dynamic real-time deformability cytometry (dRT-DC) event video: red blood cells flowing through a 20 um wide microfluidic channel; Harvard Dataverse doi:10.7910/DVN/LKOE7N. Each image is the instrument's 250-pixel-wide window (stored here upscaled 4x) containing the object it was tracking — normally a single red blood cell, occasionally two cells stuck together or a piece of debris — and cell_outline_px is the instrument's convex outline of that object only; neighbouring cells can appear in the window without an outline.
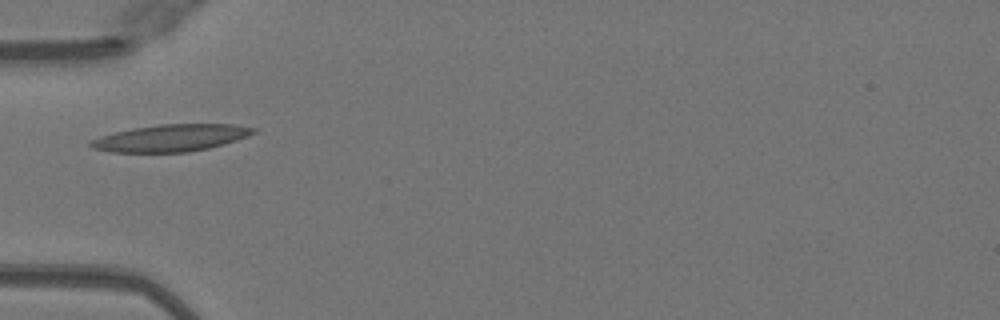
{"species": "Egyptian fruit bat (a non-hibernating species)", "species_latin": "Rousettus aegyptiacus", "temperature_condition": "warm", "stored_images_in_passage": 30, "camera_frame_rate_fps": 3000, "um_per_image_px": 0.085, "animal": {"sex": "female"}, "frame": {"image": 1, "passage_image": 1, "time_ms": 0.0, "image_size_px": [1000, 320], "cell_outline_px": [[256, 132], [236, 140], [224, 144], [208, 148], [188, 152], [112, 152], [92, 148], [88, 144], [88, 140], [100, 136], [132, 128], [160, 124], [232, 124], [256, 128]], "centroid_in_image_um": [14.49, 11.72], "position_along_channel_um": 70.5, "area_um2": 25.55}}
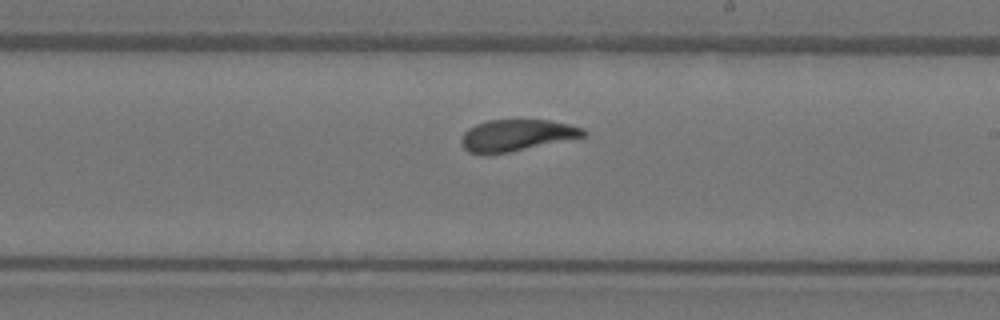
{"frame": {"image": 2, "passage_image": 14, "time_ms": 4.333, "image_size_px": [1000, 320], "cell_outline_px": [[588, 132], [584, 136], [508, 152], [484, 156], [468, 152], [460, 144], [460, 140], [464, 132], [468, 128], [476, 124], [488, 120], [548, 120], [568, 124], [584, 128]], "centroid_in_image_um": [43.84, 11.51], "position_along_channel_um": 245.2, "area_um2": 22.48}}
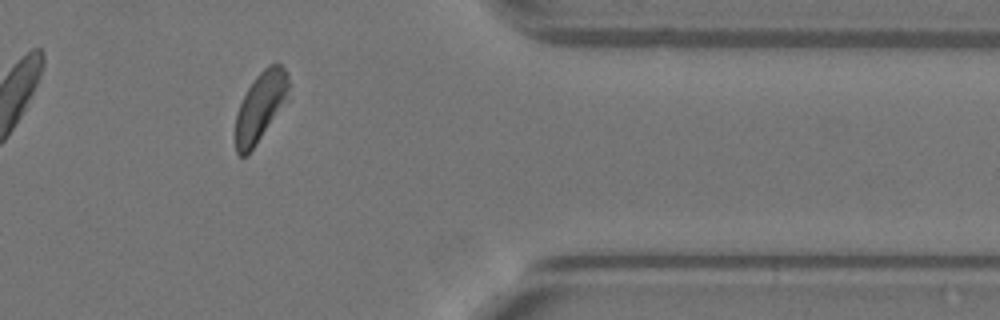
{"frame": {"image": 3, "passage_image": 26, "time_ms": 8.333, "image_size_px": [1000, 320], "cell_outline_px": [[288, 100], [248, 156], [240, 156], [236, 152], [236, 112], [248, 88], [256, 76], [268, 64], [280, 64], [288, 72]], "centroid_in_image_um": [22.15, 9.08], "position_along_channel_um": 389.2, "area_um2": 21.5}, "authors_computed_cell_mechanics": {"area_um2": 23.2645, "velocity_mm_per_s": 4.0307, "shape_relaxation_time_tau1_ms": 2.3265, "shape_relaxation_time_tau2_ms": 1.0227, "deformation_change_tau1": 0.1623, "deformation_change_tau2": 0.0913}}